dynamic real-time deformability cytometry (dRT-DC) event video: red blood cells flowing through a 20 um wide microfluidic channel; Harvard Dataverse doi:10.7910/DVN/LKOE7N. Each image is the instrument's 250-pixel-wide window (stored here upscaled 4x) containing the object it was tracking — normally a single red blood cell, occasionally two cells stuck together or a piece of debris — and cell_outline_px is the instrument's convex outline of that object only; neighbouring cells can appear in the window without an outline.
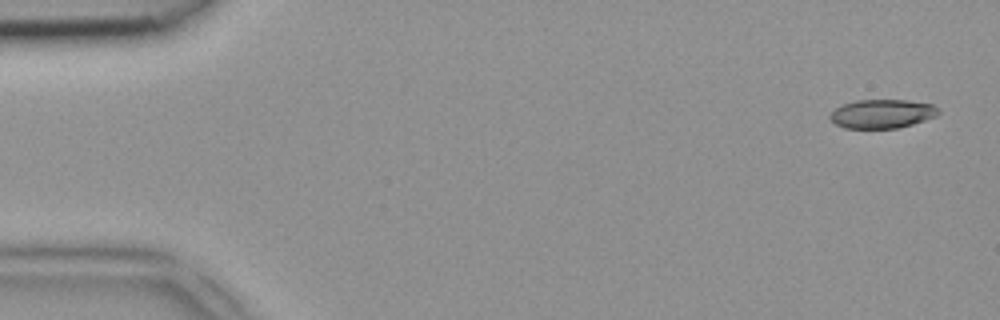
{"species": "common noctule bat (a hibernating species)", "species_latin": "Nyctalus noctula", "temperature_condition": "room temperature", "stored_images_in_passage": 46, "camera_frame_rate_fps": 3000, "um_per_image_px": 0.085, "animal": {"sex": "female", "body_mass_g": 18.4}, "frame": {"image": 1, "passage_image": 2, "time_ms": 0.333, "image_size_px": [1000, 320], "cell_outline_px": [[940, 112], [936, 116], [912, 124], [896, 128], [844, 128], [836, 124], [828, 116], [836, 108], [844, 104], [856, 100], [908, 100], [932, 104]], "centroid_in_image_um": [74.97, 9.67], "position_along_channel_um": 10.0, "area_um2": 18.03}}
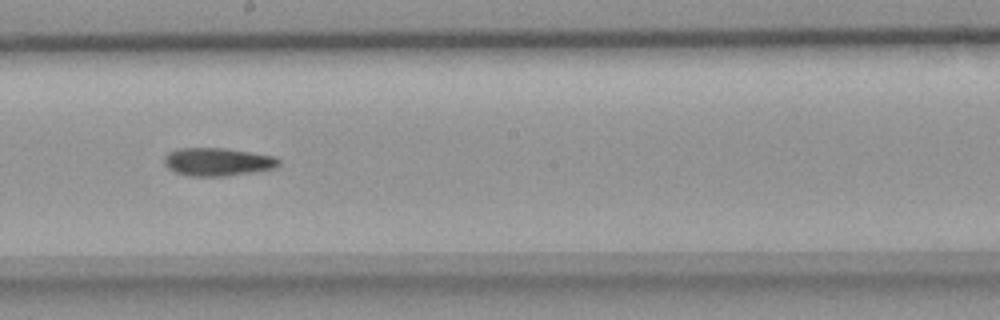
{"frame": {"image": 2, "passage_image": 25, "time_ms": 8.0, "image_size_px": [1000, 320], "cell_outline_px": [[280, 164], [276, 168], [228, 176], [188, 176], [176, 172], [168, 168], [164, 164], [164, 156], [168, 152], [180, 148], [224, 148], [276, 156], [280, 160]], "centroid_in_image_um": [18.51, 13.76], "position_along_channel_um": 229.7, "area_um2": 18.84}}
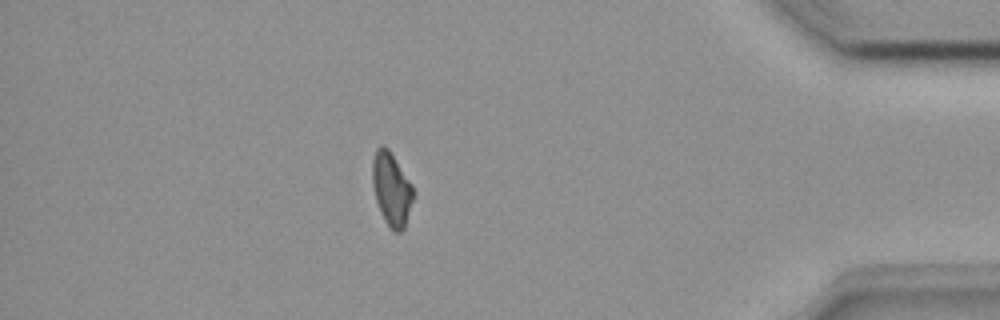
{"frame": {"image": 3, "passage_image": 40, "time_ms": 13.0, "image_size_px": [1000, 320], "cell_outline_px": [[416, 196], [404, 228], [400, 232], [396, 232], [384, 220], [380, 212], [376, 200], [372, 184], [372, 160], [376, 148], [380, 144], [388, 148], [412, 184], [416, 192]], "centroid_in_image_um": [33.3, 16.06], "position_along_channel_um": 401.9, "area_um2": 17.74}}